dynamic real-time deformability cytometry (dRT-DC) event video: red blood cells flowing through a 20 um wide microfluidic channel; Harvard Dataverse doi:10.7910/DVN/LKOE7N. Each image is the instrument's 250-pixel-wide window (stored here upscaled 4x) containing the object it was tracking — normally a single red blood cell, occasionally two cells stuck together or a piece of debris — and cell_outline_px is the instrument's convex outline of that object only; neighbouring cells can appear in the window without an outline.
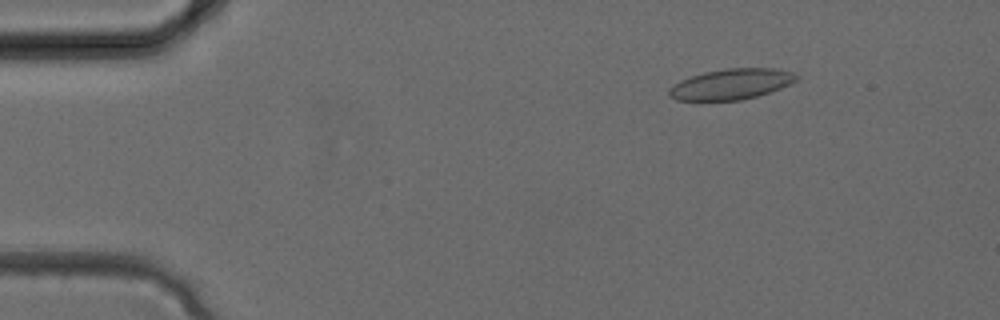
{"species": "common noctule bat (a hibernating species)", "species_latin": "Nyctalus noctula", "temperature_condition": "cold", "stored_images_in_passage": 30, "camera_frame_rate_fps": 3000, "um_per_image_px": 0.085, "animal": {"sex": "female", "body_mass_g": 24.6, "forearm_length_mm": 56.2}, "frame": {"image": 1, "passage_image": 1, "time_ms": 0.0, "image_size_px": [1000, 320], "cell_outline_px": [[800, 76], [796, 80], [780, 88], [744, 100], [676, 100], [668, 96], [668, 88], [680, 80], [704, 72], [728, 68], [776, 68], [792, 72]], "centroid_in_image_um": [62.13, 7.15], "position_along_channel_um": 22.9, "area_um2": 22.66}}
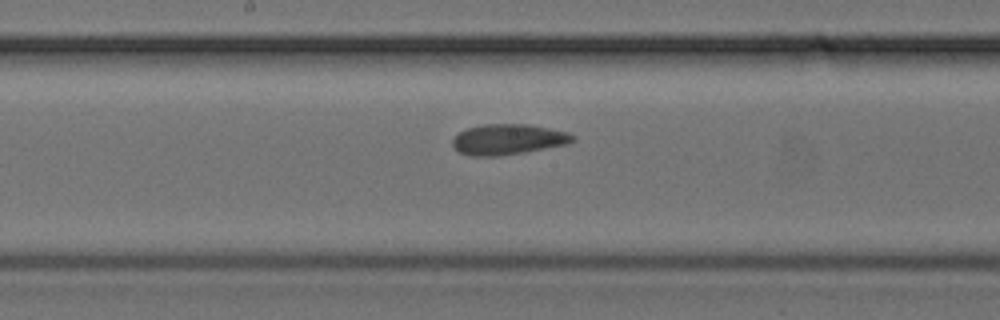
{"frame": {"image": 2, "passage_image": 14, "time_ms": 4.333, "image_size_px": [1000, 320], "cell_outline_px": [[576, 140], [568, 144], [524, 152], [500, 156], [472, 156], [460, 152], [452, 144], [452, 140], [460, 132], [468, 128], [484, 124], [528, 124], [568, 132], [576, 136]], "centroid_in_image_um": [43.23, 11.85], "position_along_channel_um": 205.0, "area_um2": 21.33}}
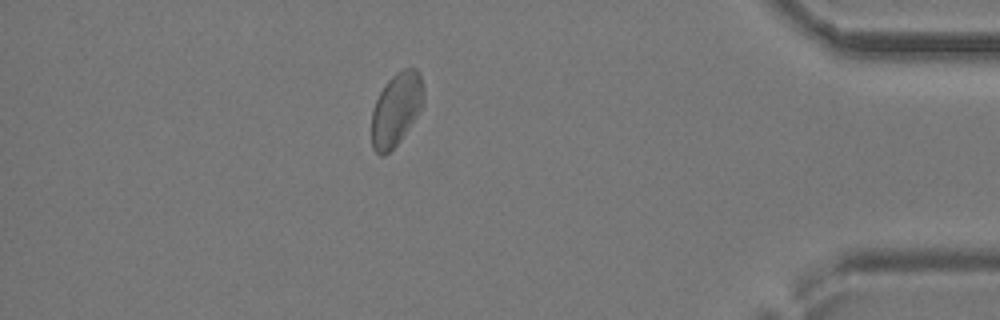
{"frame": {"image": 3, "passage_image": 26, "time_ms": 8.333, "image_size_px": [1000, 320], "cell_outline_px": [[424, 104], [400, 140], [384, 156], [380, 156], [372, 148], [372, 112], [376, 100], [384, 84], [396, 72], [404, 68], [416, 68], [420, 72], [424, 88]], "centroid_in_image_um": [33.69, 9.25], "position_along_channel_um": 401.5, "area_um2": 22.14}}